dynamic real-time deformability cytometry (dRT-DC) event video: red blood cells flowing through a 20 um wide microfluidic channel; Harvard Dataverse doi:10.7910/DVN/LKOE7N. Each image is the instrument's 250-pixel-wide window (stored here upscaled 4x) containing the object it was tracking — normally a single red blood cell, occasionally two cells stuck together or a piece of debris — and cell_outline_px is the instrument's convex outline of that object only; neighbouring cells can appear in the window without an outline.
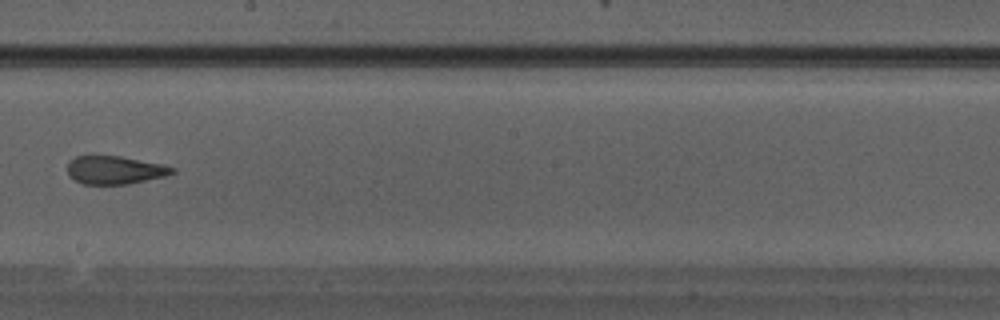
{"species": "Egyptian fruit bat (a non-hibernating species)", "species_latin": "Rousettus aegyptiacus", "temperature_condition": "warm", "stored_images_in_passage": 34, "camera_frame_rate_fps": 3000, "um_per_image_px": 0.085, "animal": {"sex": "male"}, "frame": {"image": 1, "passage_image": 20, "time_ms": 6.333, "image_size_px": [1000, 320], "cell_outline_px": [[176, 172], [164, 176], [128, 184], [84, 184], [76, 180], [68, 172], [68, 160], [76, 156], [120, 156], [164, 164], [176, 168]], "centroid_in_image_um": [9.8, 14.44], "position_along_channel_um": 238.4, "area_um2": 17.11}}